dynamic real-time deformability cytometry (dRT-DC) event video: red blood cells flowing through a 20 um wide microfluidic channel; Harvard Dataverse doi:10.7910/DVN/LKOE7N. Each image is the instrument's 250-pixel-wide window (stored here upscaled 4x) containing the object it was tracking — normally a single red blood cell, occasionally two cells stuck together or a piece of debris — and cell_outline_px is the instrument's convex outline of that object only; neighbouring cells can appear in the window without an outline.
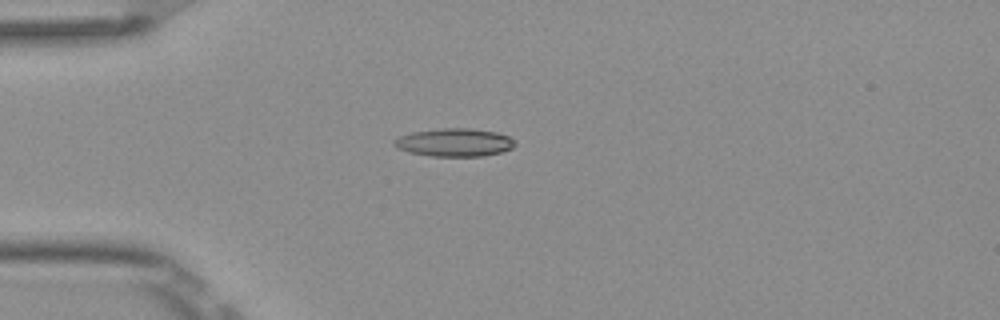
{"species": "Egyptian fruit bat (a non-hibernating species)", "species_latin": "Rousettus aegyptiacus", "temperature_condition": "room temperature", "stored_images_in_passage": 7, "camera_frame_rate_fps": 3000, "um_per_image_px": 0.085, "frame": {"image": 1, "passage_image": 5, "time_ms": 1.333, "image_size_px": [1000, 320], "cell_outline_px": [[516, 144], [512, 148], [500, 152], [484, 156], [432, 156], [408, 152], [396, 148], [392, 144], [392, 140], [400, 136], [412, 132], [444, 128], [468, 128], [496, 132], [508, 136], [516, 140]], "centroid_in_image_um": [38.61, 12.11], "position_along_channel_um": 46.4, "area_um2": 19.83}}
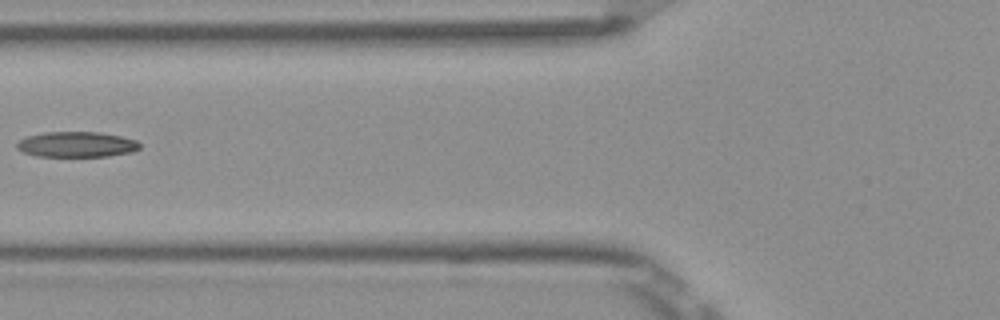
{"frame": {"image": 2, "passage_image": 7, "time_ms": 2.0, "image_size_px": [1000, 320], "cell_outline_px": [[140, 148], [132, 152], [108, 156], [36, 156], [24, 152], [16, 148], [16, 144], [20, 140], [28, 136], [44, 132], [100, 132], [120, 136], [136, 140], [140, 144]], "centroid_in_image_um": [6.52, 12.27], "position_along_channel_um": 119.3, "area_um2": 18.15}}